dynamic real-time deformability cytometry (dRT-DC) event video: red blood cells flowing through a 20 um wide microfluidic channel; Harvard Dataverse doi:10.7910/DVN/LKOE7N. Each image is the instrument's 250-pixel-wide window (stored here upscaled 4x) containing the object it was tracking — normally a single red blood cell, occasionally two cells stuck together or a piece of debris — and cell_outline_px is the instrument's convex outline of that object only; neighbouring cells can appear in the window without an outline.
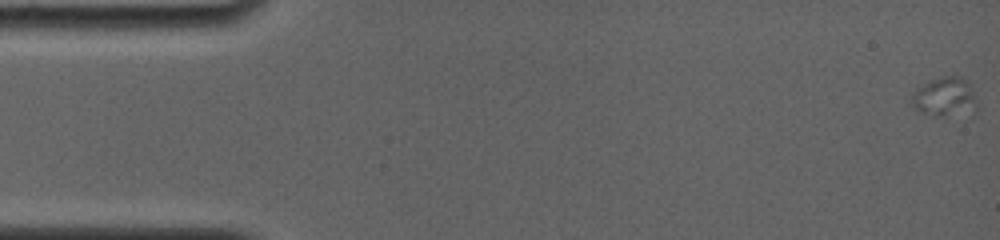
{"species": "common noctule bat (a hibernating species)", "species_latin": "Nyctalus noctula", "temperature_condition": "room temperature", "stored_images_in_passage": 19, "camera_frame_rate_fps": 4000, "um_per_image_px": 0.085, "animal": {"sex": "female", "body_mass_g": 19.0, "forearm_length_mm": 56.7}, "frame": {"image": 1, "passage_image": 1, "time_ms": 0.0, "image_size_px": [1000, 240], "cell_outline_px": [[968, 96], [964, 100], [940, 116], [936, 116], [924, 112], [912, 104], [912, 92], [924, 84], [932, 80], [944, 76], [956, 76], [964, 80], [968, 84]], "centroid_in_image_um": [79.93, 8.07], "position_along_channel_um": 5.1, "area_um2": 11.56}}